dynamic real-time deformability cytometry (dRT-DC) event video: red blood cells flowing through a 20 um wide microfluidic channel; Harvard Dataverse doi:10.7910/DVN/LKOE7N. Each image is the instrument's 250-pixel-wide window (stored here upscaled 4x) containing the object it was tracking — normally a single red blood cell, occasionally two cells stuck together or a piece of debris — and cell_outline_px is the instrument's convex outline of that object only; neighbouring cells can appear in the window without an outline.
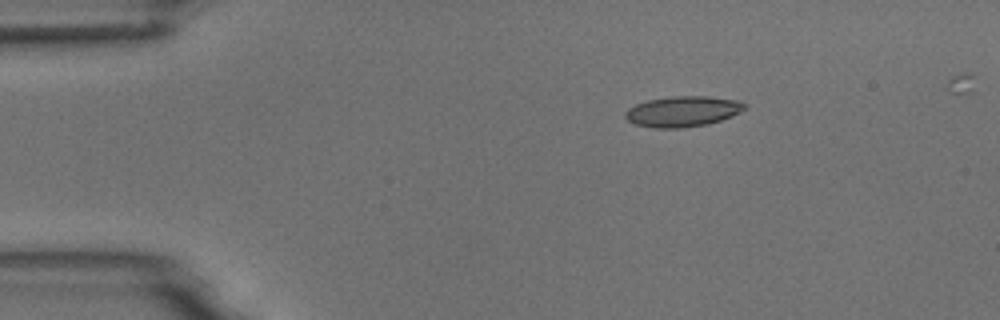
{"species": "common noctule bat (a hibernating species)", "species_latin": "Nyctalus noctula", "temperature_condition": "room temperature", "stored_images_in_passage": 3, "camera_frame_rate_fps": 3000, "um_per_image_px": 0.085, "animal": {"sex": "male", "body_mass_g": 18.8}, "frame": {"image": 1, "passage_image": 1, "time_ms": 0.0, "image_size_px": [1000, 320], "cell_outline_px": [[748, 104], [740, 112], [732, 116], [708, 124], [684, 128], [656, 128], [636, 124], [628, 120], [624, 116], [624, 112], [628, 108], [636, 104], [648, 100], [672, 96], [708, 96], [740, 100]], "centroid_in_image_um": [58.05, 9.46], "position_along_channel_um": 26.9, "area_um2": 21.39}}
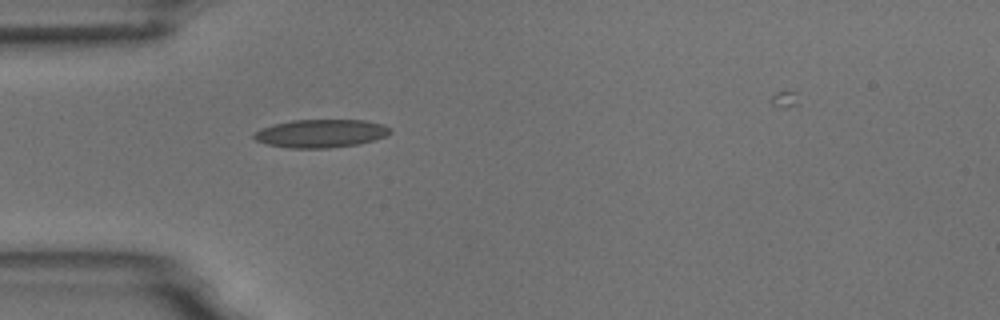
{"frame": {"image": 2, "passage_image": 3, "time_ms": 2.333, "image_size_px": [1000, 320], "cell_outline_px": [[392, 132], [388, 136], [376, 140], [356, 144], [328, 148], [288, 148], [268, 144], [256, 140], [252, 136], [260, 128], [292, 120], [364, 120], [384, 124], [392, 128]], "centroid_in_image_um": [27.33, 11.34], "position_along_channel_um": 57.7, "area_um2": 22.43}}